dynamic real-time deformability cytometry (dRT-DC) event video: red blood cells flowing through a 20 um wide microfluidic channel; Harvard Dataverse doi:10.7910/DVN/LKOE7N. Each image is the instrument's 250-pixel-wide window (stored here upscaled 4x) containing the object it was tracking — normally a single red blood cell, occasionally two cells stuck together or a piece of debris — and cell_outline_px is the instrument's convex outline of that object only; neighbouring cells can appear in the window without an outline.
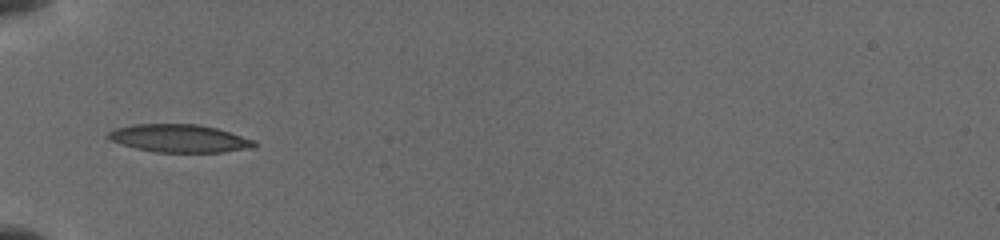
{"species": "common noctule bat (a hibernating species)", "species_latin": "Nyctalus noctula", "temperature_condition": "cold", "stored_images_in_passage": 9, "camera_frame_rate_fps": 3000, "um_per_image_px": 0.085, "animal": {"sex": "female", "body_mass_g": 19.5, "forearm_length_mm": 54.1}, "frame": {"image": 1, "passage_image": 7, "time_ms": 7.0, "image_size_px": [1000, 240], "cell_outline_px": [[256, 144], [240, 148], [220, 152], [156, 152], [136, 148], [112, 140], [108, 136], [108, 132], [116, 128], [132, 124], [196, 124], [216, 128], [252, 140]], "centroid_in_image_um": [15.14, 11.74], "position_along_channel_um": 69.9, "area_um2": 22.89}}
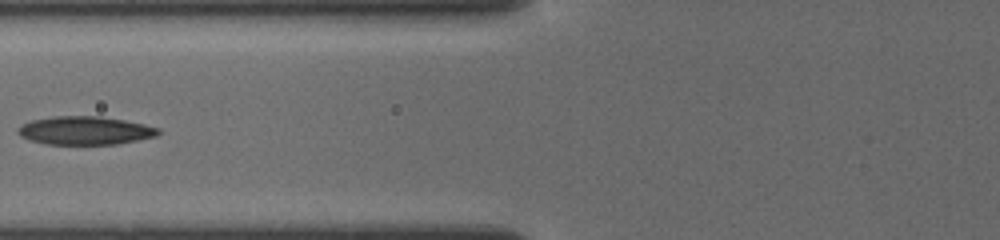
{"frame": {"image": 2, "passage_image": 8, "time_ms": 8.333, "image_size_px": [1000, 240], "cell_outline_px": [[160, 132], [152, 136], [136, 140], [116, 144], [48, 144], [32, 140], [20, 136], [16, 132], [24, 124], [32, 120], [52, 116], [100, 116], [124, 120], [156, 128]], "centroid_in_image_um": [7.17, 11.09], "position_along_channel_um": 118.6, "area_um2": 22.6}}
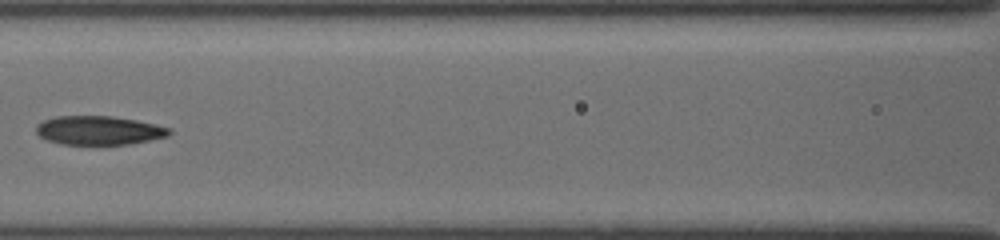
{"frame": {"image": 3, "passage_image": 9, "time_ms": 9.333, "image_size_px": [1000, 240], "cell_outline_px": [[172, 132], [168, 136], [128, 144], [64, 144], [48, 140], [40, 136], [36, 132], [36, 124], [44, 120], [56, 116], [112, 116], [136, 120], [156, 124], [168, 128]], "centroid_in_image_um": [8.39, 11.07], "position_along_channel_um": 158.2, "area_um2": 22.2}}